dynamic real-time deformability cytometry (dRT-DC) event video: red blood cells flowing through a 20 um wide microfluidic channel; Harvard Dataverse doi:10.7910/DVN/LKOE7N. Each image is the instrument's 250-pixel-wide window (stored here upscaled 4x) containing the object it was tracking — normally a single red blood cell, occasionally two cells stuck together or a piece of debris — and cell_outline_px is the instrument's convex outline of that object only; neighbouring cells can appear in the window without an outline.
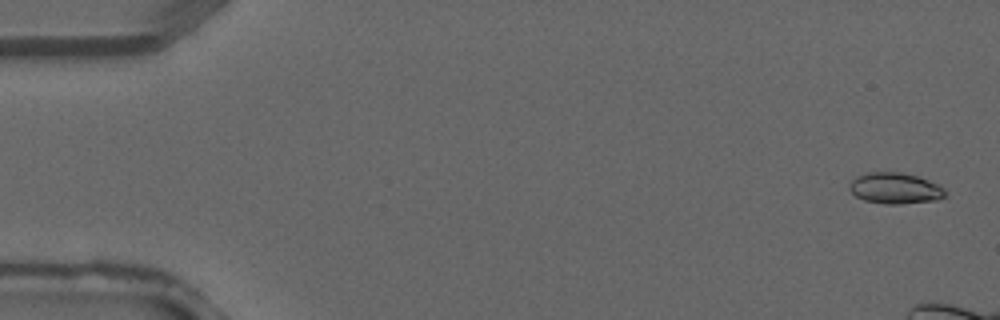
{"species": "common noctule bat (a hibernating species)", "species_latin": "Nyctalus noctula", "temperature_condition": "warm", "stored_images_in_passage": 4, "camera_frame_rate_fps": 3000, "um_per_image_px": 0.085, "animal": {"sex": "male", "forearm_length_mm": 52.5}, "frame": {"image": 1, "passage_image": 1, "time_ms": 0.0, "image_size_px": [1000, 320], "cell_outline_px": [[948, 196], [936, 200], [900, 204], [884, 204], [864, 200], [856, 196], [848, 188], [848, 184], [856, 176], [868, 172], [900, 172], [920, 176], [940, 184], [944, 188]], "centroid_in_image_um": [76.12, 15.99], "position_along_channel_um": 8.9, "area_um2": 17.69}}